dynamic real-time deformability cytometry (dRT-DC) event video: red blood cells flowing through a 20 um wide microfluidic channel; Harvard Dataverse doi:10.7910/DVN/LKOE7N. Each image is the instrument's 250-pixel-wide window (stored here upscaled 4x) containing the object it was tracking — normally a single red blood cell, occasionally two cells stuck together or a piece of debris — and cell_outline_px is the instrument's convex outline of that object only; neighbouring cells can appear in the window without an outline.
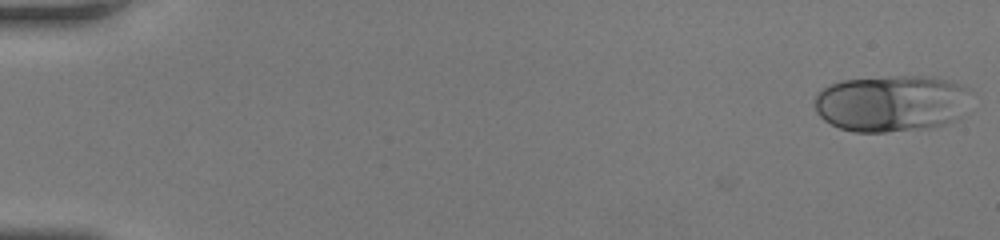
{"species": "human", "species_latin": "Homo sapiens", "temperature_condition": "room temperature", "stored_images_in_passage": 16, "camera_frame_rate_fps": 3000, "um_per_image_px": 0.085, "donor": {"sex": "female"}, "frame": {"image": 1, "passage_image": 1, "time_ms": 0.0, "image_size_px": [1000, 240], "cell_outline_px": [[968, 88], [960, 120], [928, 128], [888, 132], [852, 132], [840, 128], [824, 120], [816, 112], [812, 100], [816, 92], [840, 80], [892, 76], [928, 76], [952, 80]], "centroid_in_image_um": [75.72, 8.78], "position_along_channel_um": 9.3, "area_um2": 51.96}}
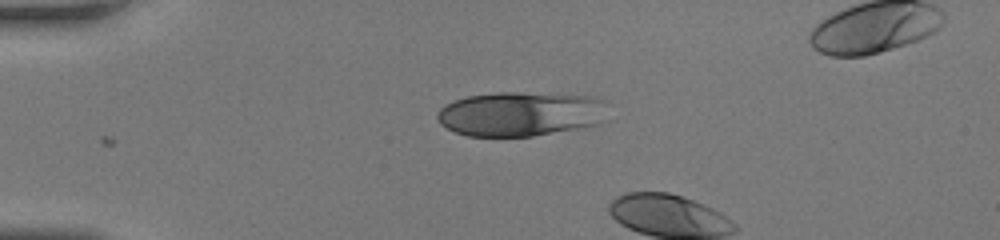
{"frame": {"image": 2, "passage_image": 13, "time_ms": 4.0, "image_size_px": [1000, 240], "cell_outline_px": [[608, 120], [600, 124], [580, 128], [532, 136], [468, 136], [456, 132], [440, 124], [436, 116], [440, 108], [444, 104], [452, 100], [468, 96], [496, 92], [520, 92], [596, 96], [608, 100]], "centroid_in_image_um": [44.34, 9.67], "position_along_channel_um": 40.7, "area_um2": 45.2}}